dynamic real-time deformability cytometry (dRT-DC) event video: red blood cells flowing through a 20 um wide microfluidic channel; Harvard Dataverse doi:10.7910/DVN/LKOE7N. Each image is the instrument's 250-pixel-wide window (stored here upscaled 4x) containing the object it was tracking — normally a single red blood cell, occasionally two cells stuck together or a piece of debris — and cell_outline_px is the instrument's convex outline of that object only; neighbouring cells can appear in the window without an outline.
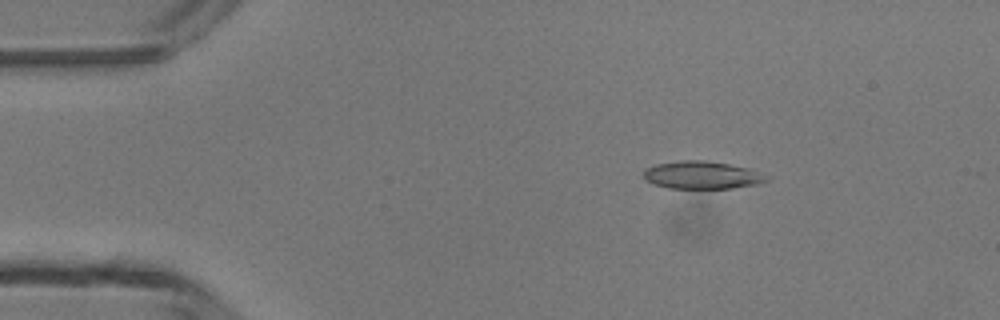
{"species": "common noctule bat (a hibernating species)", "species_latin": "Nyctalus noctula", "temperature_condition": "room temperature", "stored_images_in_passage": 5, "camera_frame_rate_fps": 3000, "um_per_image_px": 0.085, "animal": {"sex": "male", "body_mass_g": 13.3}, "frame": {"image": 1, "passage_image": 3, "time_ms": 2.0, "image_size_px": [1000, 320], "cell_outline_px": [[772, 176], [768, 180], [756, 184], [732, 188], [668, 188], [652, 184], [644, 180], [644, 168], [656, 164], [680, 160], [704, 160], [728, 164], [748, 168]], "centroid_in_image_um": [59.65, 14.88], "position_along_channel_um": 25.3, "area_um2": 20.0}}
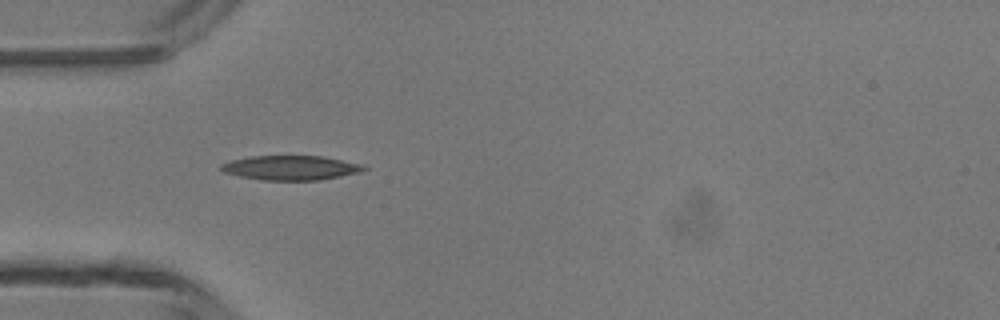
{"frame": {"image": 2, "passage_image": 5, "time_ms": 4.333, "image_size_px": [1000, 320], "cell_outline_px": [[368, 168], [360, 172], [320, 180], [264, 180], [240, 176], [224, 172], [220, 168], [220, 164], [228, 160], [248, 156], [324, 156], [364, 164]], "centroid_in_image_um": [24.72, 14.25], "position_along_channel_um": 60.3, "area_um2": 20.52}}